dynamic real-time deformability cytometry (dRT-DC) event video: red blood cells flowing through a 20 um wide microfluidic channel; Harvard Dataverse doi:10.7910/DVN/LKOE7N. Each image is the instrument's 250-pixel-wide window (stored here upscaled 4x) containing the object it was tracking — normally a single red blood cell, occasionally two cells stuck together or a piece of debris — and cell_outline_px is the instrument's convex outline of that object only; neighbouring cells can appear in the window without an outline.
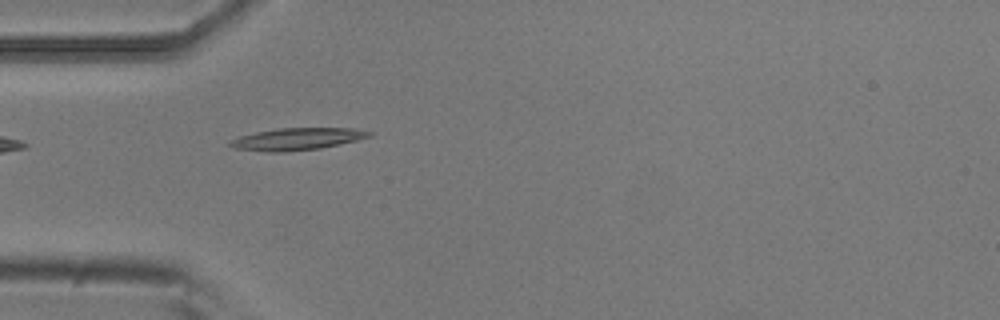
{"species": "common noctule bat (a hibernating species)", "species_latin": "Nyctalus noctula", "temperature_condition": "room temperature", "stored_images_in_passage": 5, "camera_frame_rate_fps": 3000, "um_per_image_px": 0.085, "animal": {"sex": "male", "body_mass_g": 20.5, "forearm_length_mm": 52.5}, "frame": {"image": 1, "passage_image": 5, "time_ms": 1.333, "image_size_px": [1000, 320], "cell_outline_px": [[372, 136], [340, 144], [320, 148], [284, 152], [268, 152], [236, 148], [228, 144], [232, 140], [240, 136], [256, 132], [280, 128], [356, 128], [372, 132]], "centroid_in_image_um": [25.29, 11.81], "position_along_channel_um": 59.7, "area_um2": 17.74}}